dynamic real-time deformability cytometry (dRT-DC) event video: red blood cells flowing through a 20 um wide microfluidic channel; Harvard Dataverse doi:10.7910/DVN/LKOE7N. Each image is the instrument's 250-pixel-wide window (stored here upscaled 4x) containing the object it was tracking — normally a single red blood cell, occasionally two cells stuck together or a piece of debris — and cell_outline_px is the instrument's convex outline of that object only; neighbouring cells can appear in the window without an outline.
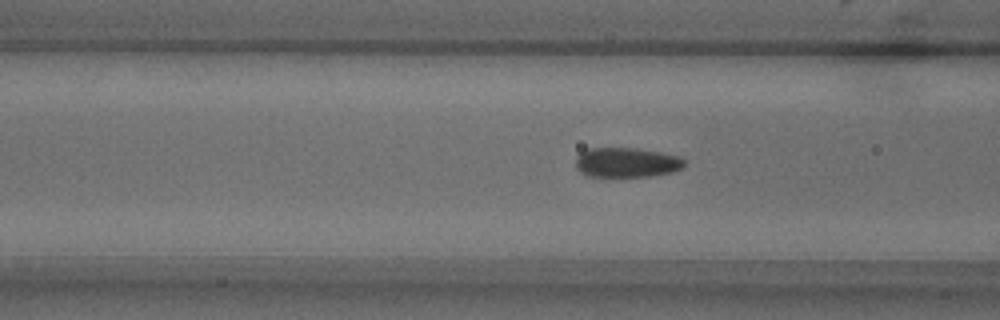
{"species": "common noctule bat (a hibernating species)", "species_latin": "Nyctalus noctula", "temperature_condition": "warm", "stored_images_in_passage": 37, "camera_frame_rate_fps": 3000, "um_per_image_px": 0.085, "animal": {"sex": "male", "body_mass_g": 18.8}, "frame": {"image": 1, "passage_image": 15, "time_ms": 4.667, "image_size_px": [1000, 320], "cell_outline_px": [[684, 168], [672, 172], [648, 176], [588, 176], [580, 172], [576, 168], [576, 156], [580, 152], [588, 148], [632, 148], [660, 152], [676, 156], [684, 160]], "centroid_in_image_um": [53.22, 13.81], "position_along_channel_um": 113.4, "area_um2": 18.73}}
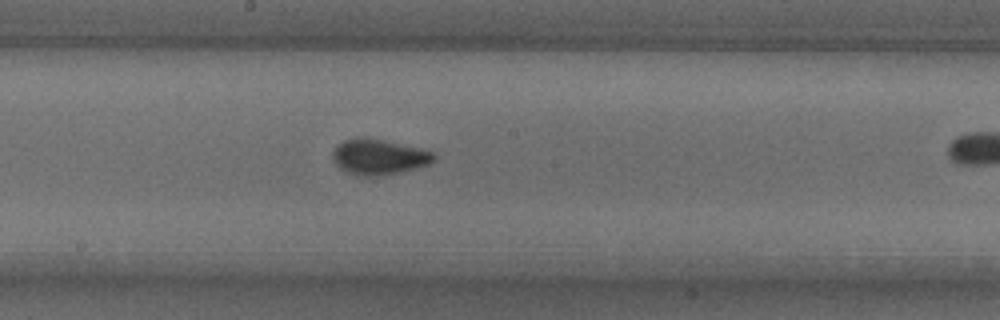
{"frame": {"image": 2, "passage_image": 23, "time_ms": 7.333, "image_size_px": [1000, 320], "cell_outline_px": [[436, 160], [428, 164], [416, 168], [384, 176], [364, 176], [348, 172], [340, 168], [336, 164], [332, 156], [332, 152], [336, 144], [344, 140], [360, 136], [384, 140], [424, 148], [436, 152]], "centroid_in_image_um": [32.24, 13.32], "position_along_channel_um": 216.0, "area_um2": 21.33}}
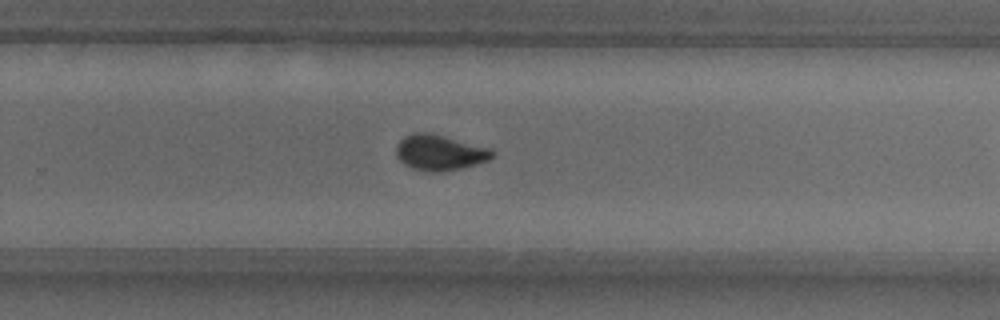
{"frame": {"image": 3, "passage_image": 29, "time_ms": 9.333, "image_size_px": [1000, 320], "cell_outline_px": [[496, 156], [488, 160], [476, 164], [460, 168], [436, 172], [424, 172], [412, 168], [404, 164], [396, 156], [396, 144], [404, 136], [412, 132], [432, 132], [492, 148], [496, 152]], "centroid_in_image_um": [37.39, 12.94], "position_along_channel_um": 292.4, "area_um2": 20.4}}